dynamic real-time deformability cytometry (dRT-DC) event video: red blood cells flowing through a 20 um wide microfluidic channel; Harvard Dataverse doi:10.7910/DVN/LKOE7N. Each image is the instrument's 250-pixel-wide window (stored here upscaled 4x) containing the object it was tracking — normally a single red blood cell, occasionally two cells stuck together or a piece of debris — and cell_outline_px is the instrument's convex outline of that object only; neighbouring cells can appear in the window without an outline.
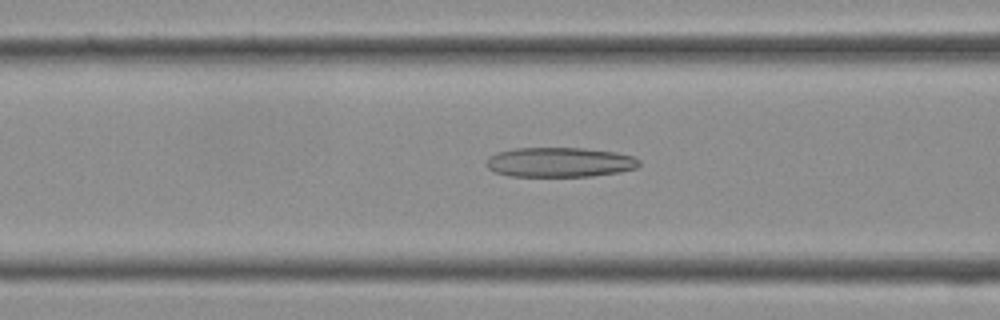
{"species": "Egyptian fruit bat (a non-hibernating species)", "species_latin": "Rousettus aegyptiacus", "temperature_condition": "cold", "stored_images_in_passage": 34, "camera_frame_rate_fps": 3000, "um_per_image_px": 0.085, "frame": {"image": 1, "passage_image": 11, "time_ms": 3.333, "image_size_px": [1000, 320], "cell_outline_px": [[640, 164], [636, 168], [620, 172], [592, 176], [508, 176], [496, 172], [488, 168], [484, 164], [484, 160], [488, 156], [496, 152], [516, 148], [584, 148], [616, 152], [632, 156], [640, 160]], "centroid_in_image_um": [47.53, 13.79], "position_along_channel_um": 119.1, "area_um2": 26.7}}
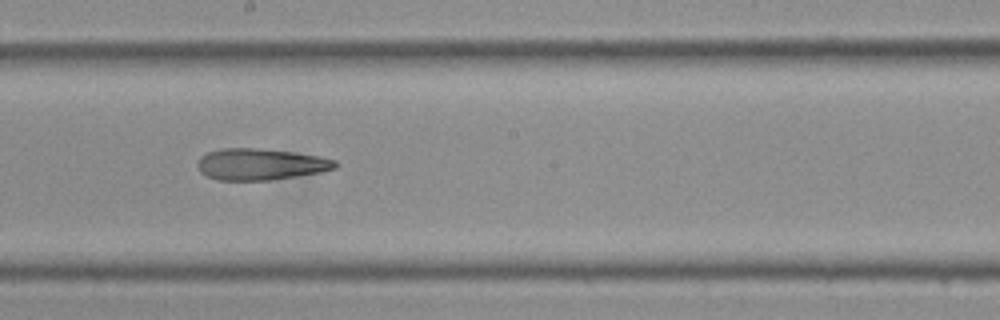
{"frame": {"image": 2, "passage_image": 17, "time_ms": 5.333, "image_size_px": [1000, 320], "cell_outline_px": [[340, 164], [336, 168], [320, 172], [272, 180], [216, 180], [200, 172], [196, 164], [200, 156], [208, 152], [224, 148], [260, 148], [292, 152], [320, 156], [336, 160]], "centroid_in_image_um": [22.15, 13.96], "position_along_channel_um": 226.1, "area_um2": 25.37}}
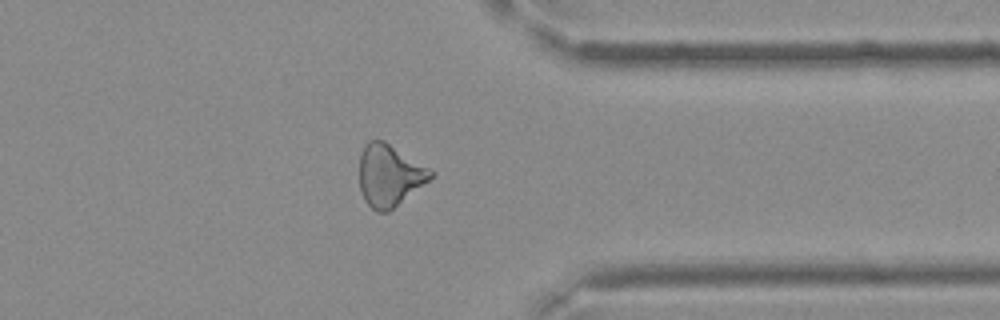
{"frame": {"image": 3, "passage_image": 26, "time_ms": 8.333, "image_size_px": [1000, 320], "cell_outline_px": [[436, 172], [428, 180], [388, 212], [376, 212], [364, 200], [360, 188], [360, 152], [364, 144], [368, 140], [384, 140], [432, 168]], "centroid_in_image_um": [33.1, 14.87], "position_along_channel_um": 378.3, "area_um2": 25.78}}